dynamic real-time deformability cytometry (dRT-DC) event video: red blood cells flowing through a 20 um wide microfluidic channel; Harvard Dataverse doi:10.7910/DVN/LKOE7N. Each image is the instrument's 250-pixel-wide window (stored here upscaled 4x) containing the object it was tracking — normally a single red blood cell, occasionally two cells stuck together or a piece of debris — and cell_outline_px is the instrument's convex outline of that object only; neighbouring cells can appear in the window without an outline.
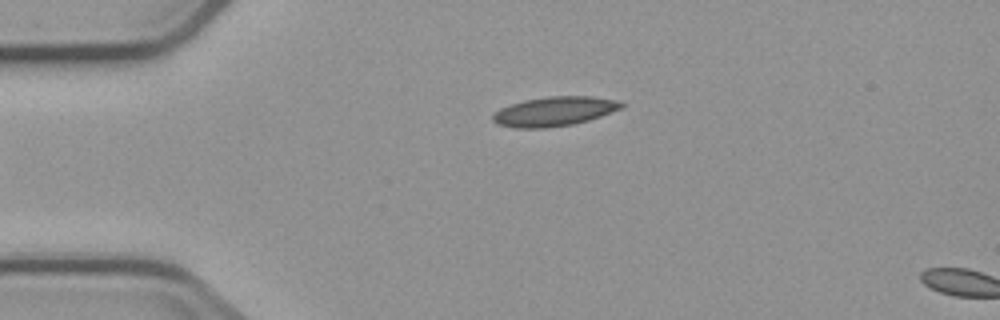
{"species": "common noctule bat (a hibernating species)", "species_latin": "Nyctalus noctula", "temperature_condition": "cold", "stored_images_in_passage": 5, "camera_frame_rate_fps": 3000, "um_per_image_px": 0.085, "animal": {"sex": "male", "body_mass_g": 23.1, "forearm_length_mm": 52.7}, "frame": {"image": 1, "passage_image": 5, "time_ms": 5.0, "image_size_px": [1000, 320], "cell_outline_px": [[624, 108], [588, 120], [572, 124], [544, 128], [516, 128], [496, 124], [492, 120], [492, 116], [500, 108], [524, 100], [548, 96], [592, 96], [616, 100], [624, 104]], "centroid_in_image_um": [47.12, 9.46], "position_along_channel_um": 37.9, "area_um2": 21.96}}